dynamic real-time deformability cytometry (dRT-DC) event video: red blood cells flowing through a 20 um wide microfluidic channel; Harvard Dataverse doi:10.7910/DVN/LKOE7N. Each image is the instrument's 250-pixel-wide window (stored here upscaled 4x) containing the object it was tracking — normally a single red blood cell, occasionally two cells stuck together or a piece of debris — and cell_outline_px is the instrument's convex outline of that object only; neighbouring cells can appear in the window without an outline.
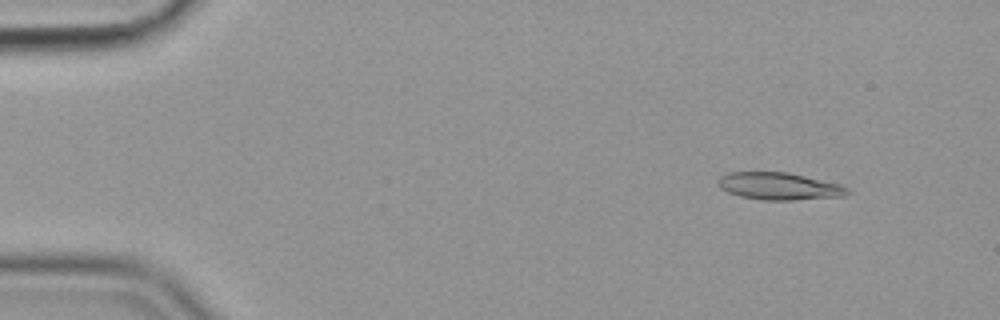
{"species": "common noctule bat (a hibernating species)", "species_latin": "Nyctalus noctula", "temperature_condition": "cold", "stored_images_in_passage": 56, "camera_frame_rate_fps": 3000, "um_per_image_px": 0.085, "animal": {"sex": "female", "body_mass_g": 19.9}, "frame": {"image": 1, "passage_image": 6, "time_ms": 1.667, "image_size_px": [1000, 320], "cell_outline_px": [[852, 192], [844, 196], [796, 200], [760, 200], [740, 196], [728, 192], [720, 188], [716, 180], [720, 176], [728, 172], [788, 172], [840, 184], [848, 188]], "centroid_in_image_um": [66.22, 15.83], "position_along_channel_um": 18.8, "area_um2": 20.75}}
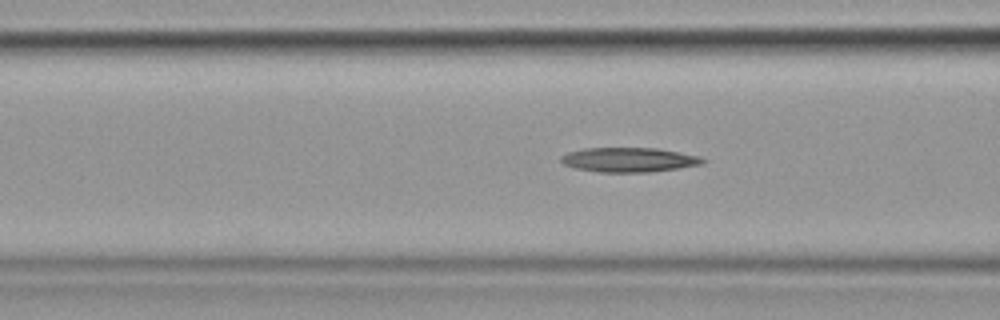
{"frame": {"image": 2, "passage_image": 22, "time_ms": 7.0, "image_size_px": [1000, 320], "cell_outline_px": [[708, 160], [704, 164], [648, 172], [600, 172], [576, 168], [564, 164], [560, 160], [560, 156], [568, 152], [584, 148], [656, 148], [696, 156]], "centroid_in_image_um": [53.43, 13.58], "position_along_channel_um": 113.2, "area_um2": 20.0}}
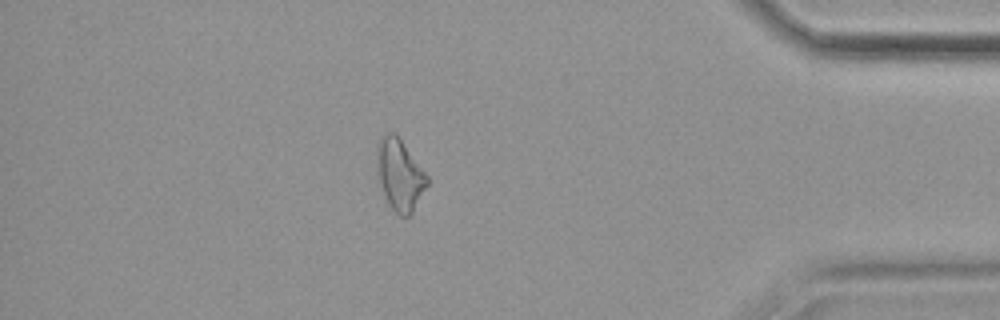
{"frame": {"image": 3, "passage_image": 49, "time_ms": 16.0, "image_size_px": [1000, 320], "cell_outline_px": [[428, 184], [412, 212], [408, 216], [400, 216], [388, 204], [384, 196], [376, 172], [376, 148], [380, 136], [388, 132], [396, 132], [428, 176]], "centroid_in_image_um": [33.94, 14.81], "position_along_channel_um": 401.3, "area_um2": 21.1}}